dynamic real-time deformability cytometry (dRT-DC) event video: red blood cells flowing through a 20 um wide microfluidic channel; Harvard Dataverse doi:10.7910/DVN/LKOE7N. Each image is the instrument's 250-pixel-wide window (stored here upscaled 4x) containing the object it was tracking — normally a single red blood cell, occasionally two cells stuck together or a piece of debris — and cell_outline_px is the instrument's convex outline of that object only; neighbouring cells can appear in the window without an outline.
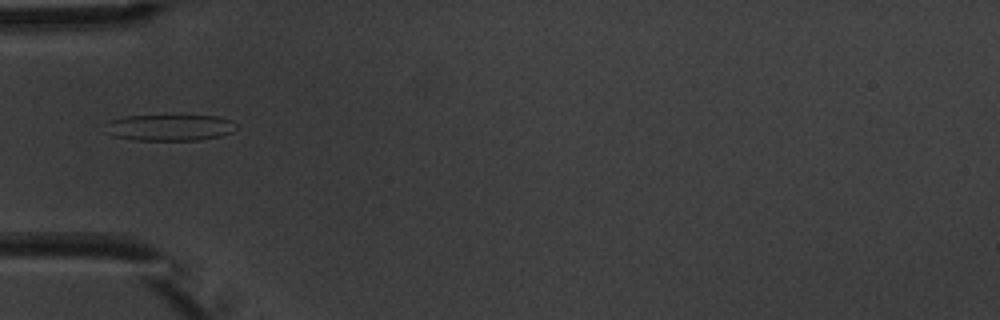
{"species": "common noctule bat (a hibernating species)", "species_latin": "Nyctalus noctula", "temperature_condition": "warm", "stored_images_in_passage": 6, "camera_frame_rate_fps": 3000, "um_per_image_px": 0.085, "animal": {"sex": "male", "body_mass_g": 20.1, "forearm_length_mm": 53.5}, "frame": {"image": 1, "passage_image": 4, "time_ms": 3.667, "image_size_px": [1000, 320], "cell_outline_px": [[236, 128], [232, 132], [220, 136], [200, 140], [136, 140], [112, 136], [108, 132], [108, 120], [128, 116], [220, 116], [232, 120], [236, 124]], "centroid_in_image_um": [14.48, 10.84], "position_along_channel_um": 70.5, "area_um2": 19.94}}
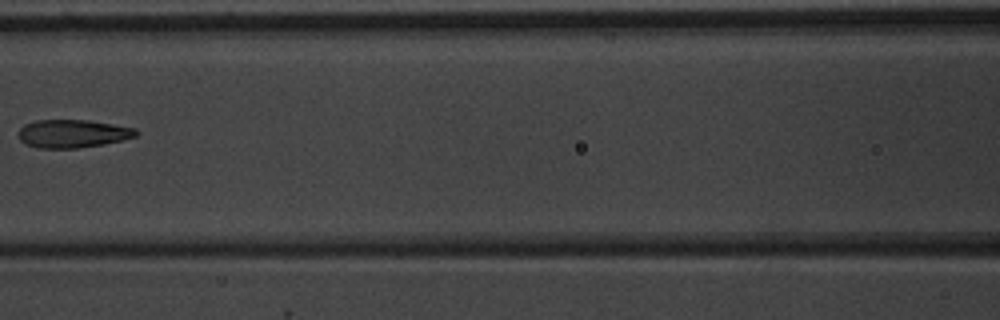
{"frame": {"image": 2, "passage_image": 6, "time_ms": 6.0, "image_size_px": [1000, 320], "cell_outline_px": [[140, 132], [136, 136], [124, 140], [104, 144], [76, 148], [36, 148], [24, 144], [20, 140], [16, 132], [24, 124], [36, 120], [88, 120], [136, 128]], "centroid_in_image_um": [6.15, 11.36], "position_along_channel_um": 160.4, "area_um2": 19.54}}